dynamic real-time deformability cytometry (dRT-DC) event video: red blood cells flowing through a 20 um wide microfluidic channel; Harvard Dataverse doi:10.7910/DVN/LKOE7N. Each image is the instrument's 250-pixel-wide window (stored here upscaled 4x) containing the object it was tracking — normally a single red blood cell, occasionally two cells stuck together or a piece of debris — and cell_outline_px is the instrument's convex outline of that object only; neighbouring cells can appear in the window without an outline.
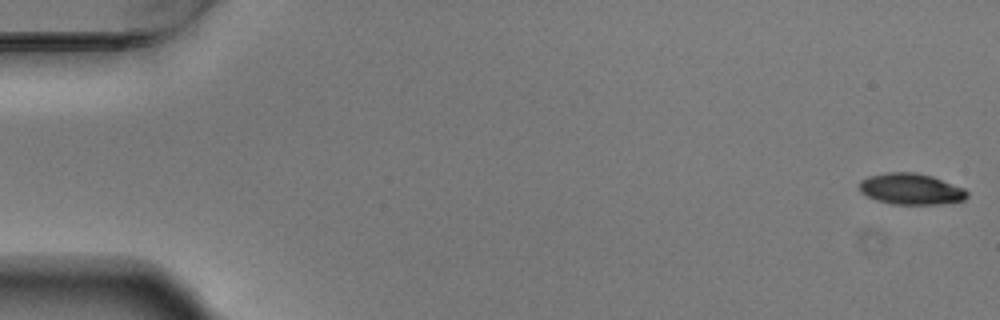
{"species": "Egyptian fruit bat (a non-hibernating species)", "species_latin": "Rousettus aegyptiacus", "temperature_condition": "warm", "stored_images_in_passage": 55, "camera_frame_rate_fps": 3000, "um_per_image_px": 0.085, "animal": {"sex": "male"}, "frame": {"image": 1, "passage_image": 1, "time_ms": 0.0, "image_size_px": [1000, 320], "cell_outline_px": [[968, 196], [964, 200], [940, 204], [892, 204], [876, 200], [860, 192], [860, 180], [868, 176], [888, 172], [916, 172], [932, 176], [964, 188], [968, 192]], "centroid_in_image_um": [77.43, 16.06], "position_along_channel_um": 7.6, "area_um2": 19.59}}
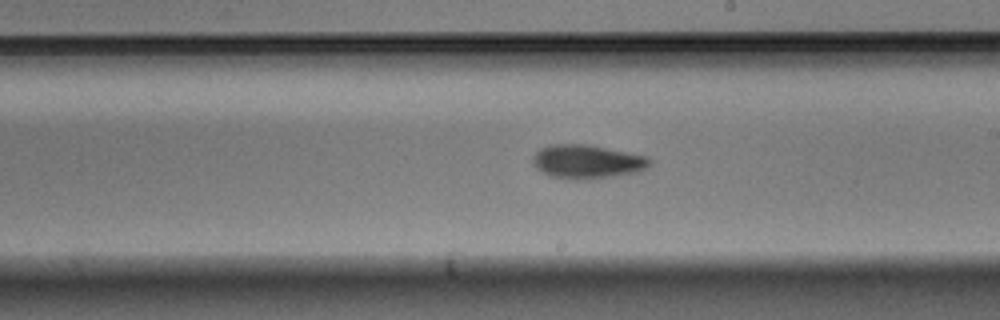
{"frame": {"image": 2, "passage_image": 32, "time_ms": 10.333, "image_size_px": [1000, 320], "cell_outline_px": [[652, 164], [640, 172], [588, 180], [576, 180], [552, 176], [536, 168], [532, 164], [532, 156], [540, 148], [552, 144], [584, 144], [648, 156], [652, 160]], "centroid_in_image_um": [49.92, 13.75], "position_along_channel_um": 239.1, "area_um2": 23.18}}
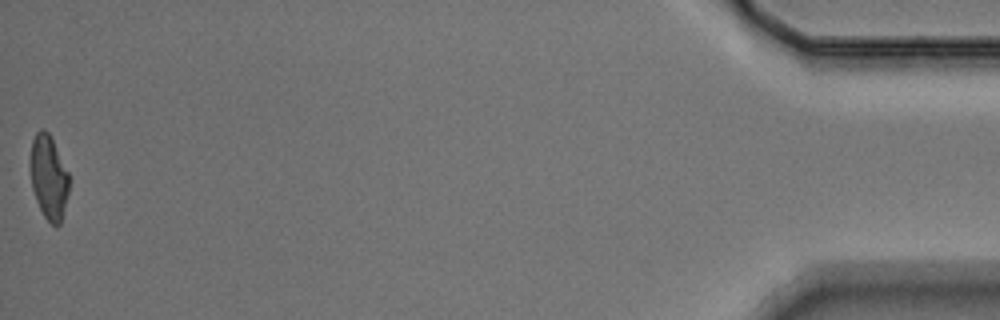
{"frame": {"image": 3, "passage_image": 55, "time_ms": 18.0, "image_size_px": [1000, 320], "cell_outline_px": [[68, 192], [60, 224], [56, 228], [44, 216], [36, 200], [32, 188], [28, 160], [32, 140], [36, 132], [40, 128], [44, 128], [48, 132], [68, 172]], "centroid_in_image_um": [4.09, 15.04], "position_along_channel_um": 431.1, "area_um2": 19.02}, "authors_computed_cell_mechanics": {"area_um2": 20.6924, "velocity_mm_per_s": 3.7265, "shape_relaxation_time_tau1_ms": 2.571, "shape_relaxation_time_tau2_ms": 5.5382, "deformation_change_tau1": 0.1594, "deformation_change_tau2": 0.1365}}